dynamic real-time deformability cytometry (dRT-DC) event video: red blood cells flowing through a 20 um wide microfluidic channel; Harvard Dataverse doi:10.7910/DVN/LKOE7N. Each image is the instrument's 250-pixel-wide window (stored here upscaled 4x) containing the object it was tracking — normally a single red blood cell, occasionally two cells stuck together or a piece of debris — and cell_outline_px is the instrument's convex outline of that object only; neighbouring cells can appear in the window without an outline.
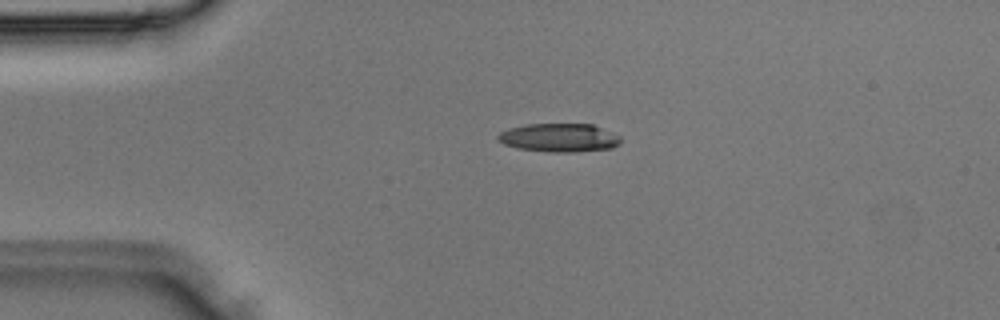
{"species": "Egyptian fruit bat (a non-hibernating species)", "species_latin": "Rousettus aegyptiacus", "temperature_condition": "room temperature", "stored_images_in_passage": 3, "camera_frame_rate_fps": 3000, "um_per_image_px": 0.085, "animal": {"sex": "male"}, "frame": {"image": 1, "passage_image": 3, "time_ms": 0.667, "image_size_px": [1000, 320], "cell_outline_px": [[620, 144], [612, 148], [576, 152], [548, 152], [516, 148], [504, 144], [496, 140], [496, 136], [500, 132], [508, 128], [528, 124], [592, 124], [612, 132], [620, 136]], "centroid_in_image_um": [47.51, 11.71], "position_along_channel_um": 37.5, "area_um2": 20.58}}